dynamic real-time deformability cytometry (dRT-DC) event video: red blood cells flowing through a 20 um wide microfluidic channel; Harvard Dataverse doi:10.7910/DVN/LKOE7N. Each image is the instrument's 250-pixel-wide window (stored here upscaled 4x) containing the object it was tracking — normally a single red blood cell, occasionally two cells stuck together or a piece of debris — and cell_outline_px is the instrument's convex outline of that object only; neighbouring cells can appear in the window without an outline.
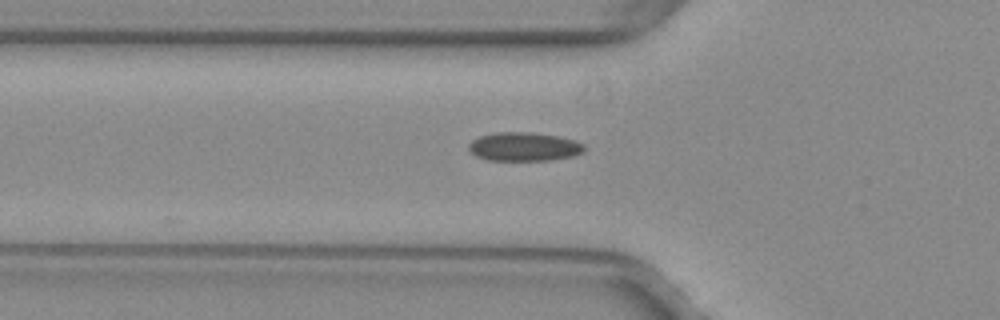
{"species": "common noctule bat (a hibernating species)", "species_latin": "Nyctalus noctula", "temperature_condition": "warm", "stored_images_in_passage": 6, "camera_frame_rate_fps": 3000, "um_per_image_px": 0.085, "animal": {"sex": "female", "body_mass_g": 29.2, "forearm_length_mm": 56.3}, "frame": {"image": 1, "passage_image": 4, "time_ms": 1.0, "image_size_px": [1000, 320], "cell_outline_px": [[584, 152], [572, 156], [552, 160], [488, 160], [476, 156], [468, 148], [468, 144], [472, 140], [480, 136], [496, 132], [532, 132], [556, 136], [572, 140], [584, 144]], "centroid_in_image_um": [44.52, 12.47], "position_along_channel_um": 81.3, "area_um2": 19.25}}